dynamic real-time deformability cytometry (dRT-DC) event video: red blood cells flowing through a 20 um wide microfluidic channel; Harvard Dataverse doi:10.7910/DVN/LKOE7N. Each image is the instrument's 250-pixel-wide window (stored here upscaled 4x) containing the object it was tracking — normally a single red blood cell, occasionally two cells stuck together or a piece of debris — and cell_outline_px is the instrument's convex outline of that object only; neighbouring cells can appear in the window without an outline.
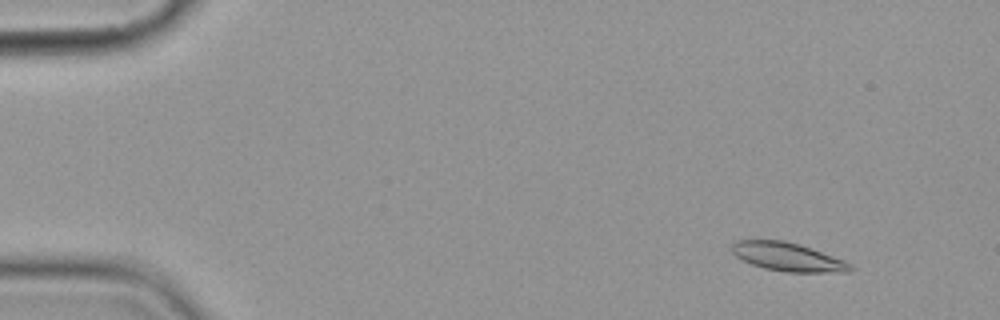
{"species": "common noctule bat (a hibernating species)", "species_latin": "Nyctalus noctula", "temperature_condition": "cold", "stored_images_in_passage": 4, "camera_frame_rate_fps": 3000, "um_per_image_px": 0.085, "animal": {"sex": "female", "body_mass_g": 19.9}, "frame": {"image": 1, "passage_image": 2, "time_ms": 1.0, "image_size_px": [1000, 320], "cell_outline_px": [[856, 268], [848, 272], [784, 272], [764, 268], [752, 264], [736, 256], [732, 252], [732, 244], [736, 240], [784, 240], [800, 244], [844, 260], [852, 264]], "centroid_in_image_um": [66.99, 21.84], "position_along_channel_um": 18.0, "area_um2": 19.71}}
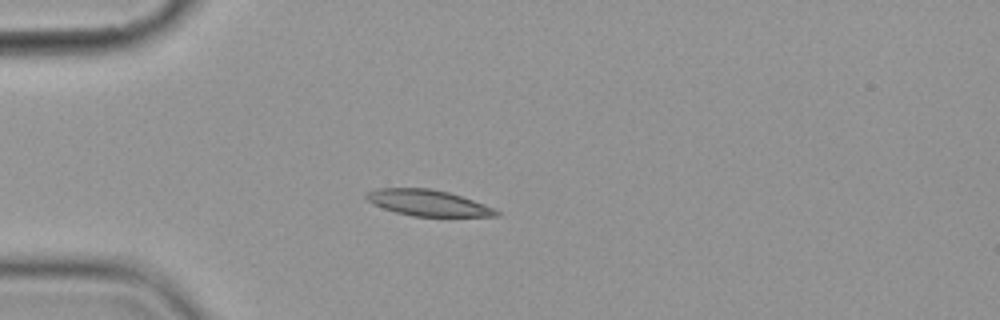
{"frame": {"image": 2, "passage_image": 4, "time_ms": 4.333, "image_size_px": [1000, 320], "cell_outline_px": [[500, 216], [412, 216], [396, 212], [372, 204], [364, 196], [368, 192], [376, 188], [428, 188], [448, 192], [496, 208], [500, 212]], "centroid_in_image_um": [36.38, 17.24], "position_along_channel_um": 48.6, "area_um2": 19.59}}